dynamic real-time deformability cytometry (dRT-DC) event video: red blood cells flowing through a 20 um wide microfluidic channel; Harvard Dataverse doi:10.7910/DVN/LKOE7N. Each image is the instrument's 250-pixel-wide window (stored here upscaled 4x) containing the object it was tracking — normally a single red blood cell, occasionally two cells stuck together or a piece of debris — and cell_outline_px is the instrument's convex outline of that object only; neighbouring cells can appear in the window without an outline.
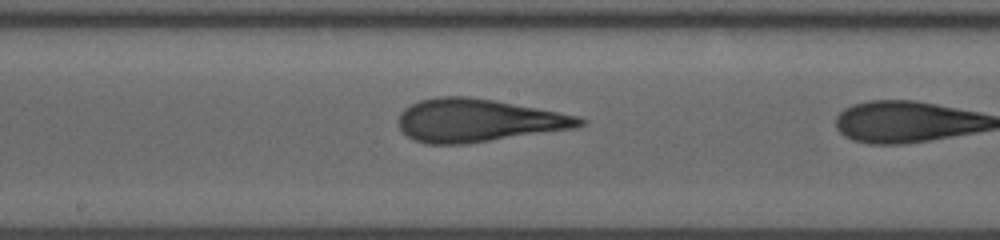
{"species": "human", "species_latin": "Homo sapiens", "temperature_condition": "room temperature", "stored_images_in_passage": 8, "segment_of_instrument_passage": [2, 2], "camera_frame_rate_fps": 3000, "um_per_image_px": 0.085, "donor": {"sex": "male"}, "frame": {"image": 1, "passage_image": 8, "time_ms": 7.333, "image_size_px": [1000, 240], "cell_outline_px": [[588, 120], [584, 124], [576, 128], [464, 144], [428, 144], [416, 140], [408, 136], [400, 128], [396, 120], [400, 112], [404, 108], [420, 100], [436, 96], [468, 96], [492, 100], [580, 116]], "centroid_in_image_um": [40.62, 10.23], "position_along_channel_um": 207.6, "area_um2": 45.26}}